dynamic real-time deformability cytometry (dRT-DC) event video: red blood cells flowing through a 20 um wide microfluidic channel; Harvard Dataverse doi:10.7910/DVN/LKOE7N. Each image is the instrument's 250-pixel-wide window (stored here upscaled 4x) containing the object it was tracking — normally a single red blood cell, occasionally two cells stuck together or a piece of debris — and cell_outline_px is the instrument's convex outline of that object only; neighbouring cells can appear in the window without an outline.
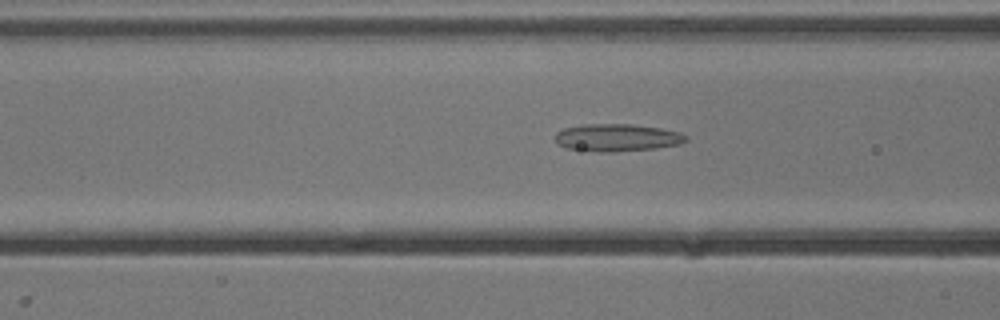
{"species": "common noctule bat (a hibernating species)", "species_latin": "Nyctalus noctula", "temperature_condition": "cold", "stored_images_in_passage": 53, "camera_frame_rate_fps": 3000, "um_per_image_px": 0.085, "animal": {"sex": "male", "body_mass_g": 13.3}, "frame": {"image": 1, "passage_image": 20, "time_ms": 6.333, "image_size_px": [1000, 320], "cell_outline_px": [[688, 140], [680, 144], [656, 148], [612, 152], [600, 152], [568, 148], [560, 144], [556, 140], [556, 132], [564, 128], [584, 124], [632, 124], [660, 128], [680, 132], [688, 136]], "centroid_in_image_um": [52.49, 11.69], "position_along_channel_um": 114.1, "area_um2": 20.87}}
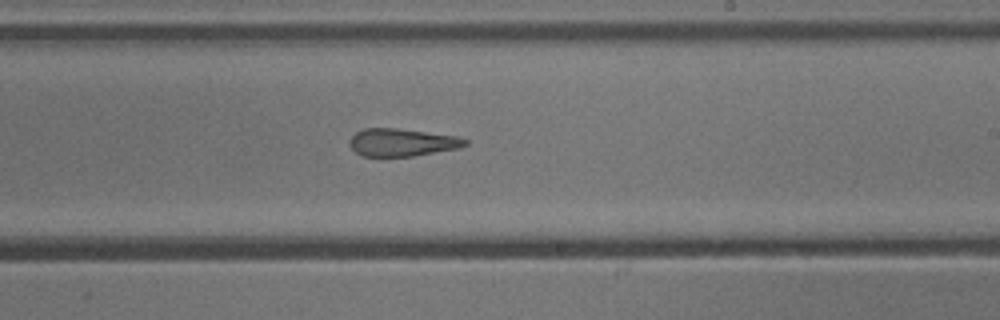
{"frame": {"image": 2, "passage_image": 31, "time_ms": 10.0, "image_size_px": [1000, 320], "cell_outline_px": [[468, 144], [460, 148], [412, 156], [364, 156], [356, 152], [348, 144], [348, 140], [356, 132], [364, 128], [396, 128], [460, 136], [468, 140]], "centroid_in_image_um": [34.19, 12.09], "position_along_channel_um": 254.8, "area_um2": 18.73}}
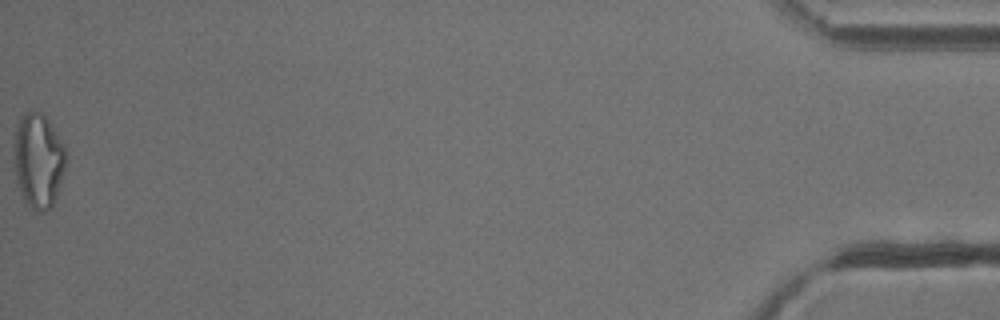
{"frame": {"image": 3, "passage_image": 53, "time_ms": 17.333, "image_size_px": [1000, 320], "cell_outline_px": [[68, 160], [52, 208], [44, 212], [36, 212], [28, 208], [20, 192], [16, 180], [16, 124], [20, 116], [24, 112], [32, 108], [44, 112], [64, 144]], "centroid_in_image_um": [3.3, 13.62], "position_along_channel_um": 431.9, "area_um2": 29.19}, "authors_computed_cell_mechanics": {"area_um2": 22.0796, "velocity_mm_per_s": 3.8321, "shape_relaxation_time_tau1_ms": null, "shape_relaxation_time_tau2_ms": 4.7344, "deformation_change_tau1": null, "deformation_change_tau2": 0.1745}}